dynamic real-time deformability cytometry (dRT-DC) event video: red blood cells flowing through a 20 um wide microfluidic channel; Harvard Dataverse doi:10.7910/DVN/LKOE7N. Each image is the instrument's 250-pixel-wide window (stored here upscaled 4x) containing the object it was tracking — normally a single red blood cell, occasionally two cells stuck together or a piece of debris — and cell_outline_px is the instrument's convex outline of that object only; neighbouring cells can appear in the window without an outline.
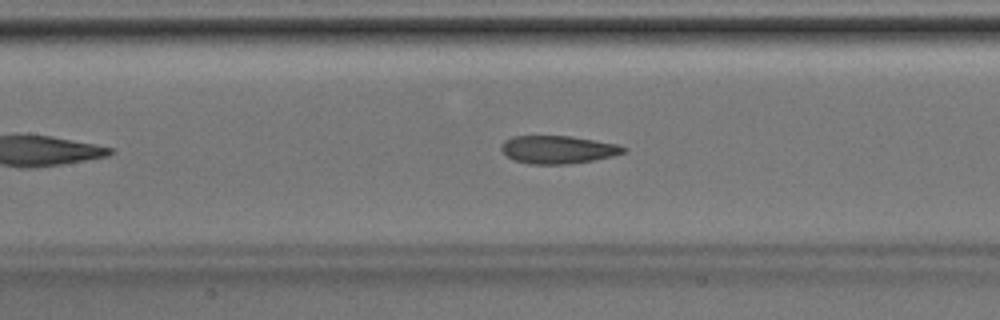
{"species": "Egyptian fruit bat (a non-hibernating species)", "species_latin": "Rousettus aegyptiacus", "temperature_condition": "room temperature", "stored_images_in_passage": 31, "camera_frame_rate_fps": 3000, "um_per_image_px": 0.085, "animal": {"sex": "male"}, "frame": {"image": 1, "passage_image": 10, "time_ms": 3.0, "image_size_px": [1000, 320], "cell_outline_px": [[628, 152], [612, 156], [592, 160], [568, 164], [528, 164], [512, 160], [500, 148], [500, 144], [504, 140], [512, 136], [572, 136], [616, 144], [628, 148]], "centroid_in_image_um": [47.41, 12.71], "position_along_channel_um": 160.0, "area_um2": 20.0}}